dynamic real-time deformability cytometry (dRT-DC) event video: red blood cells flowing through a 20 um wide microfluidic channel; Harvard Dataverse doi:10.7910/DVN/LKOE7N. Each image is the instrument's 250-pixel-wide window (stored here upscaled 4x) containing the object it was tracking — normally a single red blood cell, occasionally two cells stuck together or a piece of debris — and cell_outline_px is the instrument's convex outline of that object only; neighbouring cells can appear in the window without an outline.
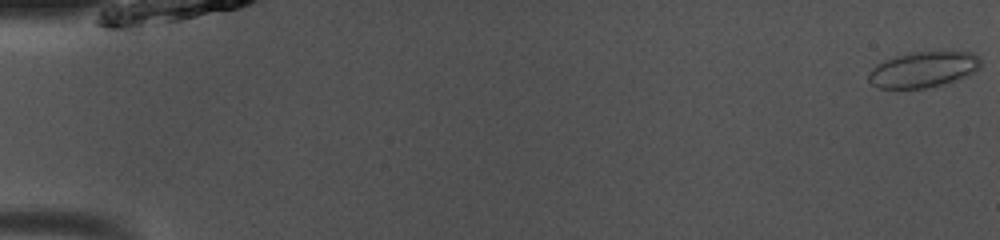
{"species": "common noctule bat (a hibernating species)", "species_latin": "Nyctalus noctula", "temperature_condition": "room temperature", "stored_images_in_passage": 50, "camera_frame_rate_fps": 3000, "um_per_image_px": 0.085, "animal": {"sex": "male", "body_mass_g": 13.0, "forearm_length_mm": 53.1}, "frame": {"image": 1, "passage_image": 1, "time_ms": 0.0, "image_size_px": [1000, 240], "cell_outline_px": [[980, 68], [956, 80], [924, 88], [880, 88], [872, 84], [868, 80], [868, 72], [876, 64], [884, 60], [908, 52], [936, 48], [952, 48], [972, 52], [980, 56]], "centroid_in_image_um": [78.52, 5.82], "position_along_channel_um": 6.5, "area_um2": 24.33}}
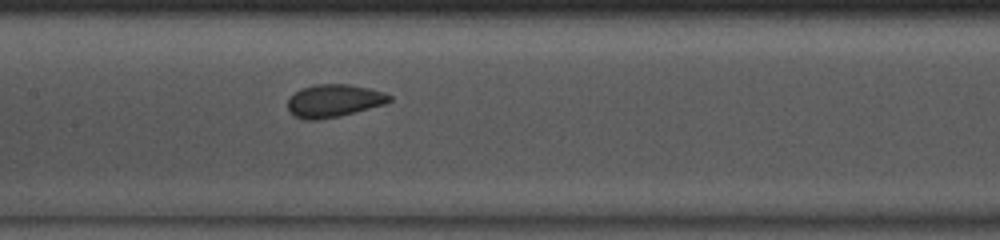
{"frame": {"image": 2, "passage_image": 25, "time_ms": 8.0, "image_size_px": [1000, 240], "cell_outline_px": [[392, 100], [384, 104], [340, 116], [316, 120], [304, 120], [292, 116], [288, 108], [288, 100], [300, 88], [316, 84], [348, 84], [368, 88], [384, 92], [392, 96]], "centroid_in_image_um": [28.36, 8.57], "position_along_channel_um": 179.0, "area_um2": 19.42}}
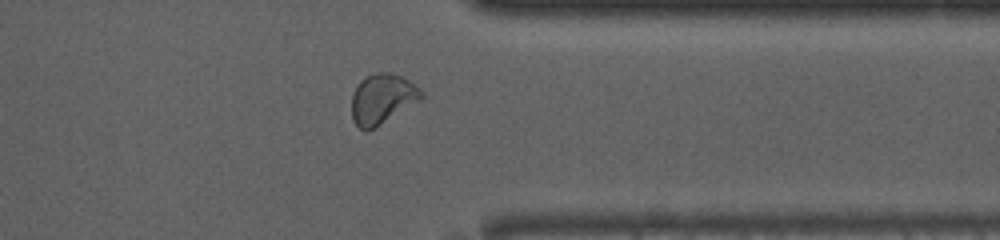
{"frame": {"image": 3, "passage_image": 40, "time_ms": 13.0, "image_size_px": [1000, 240], "cell_outline_px": [[424, 96], [420, 100], [368, 132], [360, 128], [352, 120], [352, 92], [360, 80], [364, 76], [376, 72], [388, 72], [400, 76], [408, 80], [420, 88], [424, 92]], "centroid_in_image_um": [32.47, 8.39], "position_along_channel_um": 378.9, "area_um2": 20.4}, "authors_computed_cell_mechanics": {"area_um2": 19.9699, "velocity_mm_per_s": 4.0708, "shape_relaxation_time_tau1_ms": 4.6079, "shape_relaxation_time_tau2_ms": null, "deformation_change_tau1": 0.1085, "deformation_change_tau2": null}}